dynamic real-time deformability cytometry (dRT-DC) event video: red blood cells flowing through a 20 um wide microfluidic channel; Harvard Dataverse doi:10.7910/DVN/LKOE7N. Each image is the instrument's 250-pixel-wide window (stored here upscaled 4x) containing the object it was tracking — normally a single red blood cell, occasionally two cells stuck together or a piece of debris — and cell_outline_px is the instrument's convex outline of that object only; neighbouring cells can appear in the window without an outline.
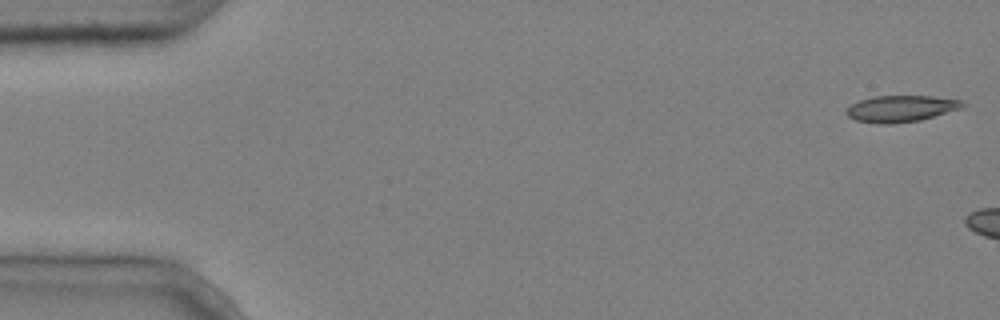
{"species": "common noctule bat (a hibernating species)", "species_latin": "Nyctalus noctula", "temperature_condition": "cold", "stored_images_in_passage": 4, "camera_frame_rate_fps": 3000, "um_per_image_px": 0.085, "animal": {"sex": "male", "body_mass_g": 20.4}, "frame": {"image": 1, "passage_image": 1, "time_ms": 0.0, "image_size_px": [1000, 320], "cell_outline_px": [[964, 104], [960, 108], [920, 120], [892, 124], [880, 124], [856, 120], [848, 116], [844, 112], [852, 104], [860, 100], [872, 96], [932, 96], [960, 100]], "centroid_in_image_um": [76.52, 9.23], "position_along_channel_um": 8.5, "area_um2": 17.69}}